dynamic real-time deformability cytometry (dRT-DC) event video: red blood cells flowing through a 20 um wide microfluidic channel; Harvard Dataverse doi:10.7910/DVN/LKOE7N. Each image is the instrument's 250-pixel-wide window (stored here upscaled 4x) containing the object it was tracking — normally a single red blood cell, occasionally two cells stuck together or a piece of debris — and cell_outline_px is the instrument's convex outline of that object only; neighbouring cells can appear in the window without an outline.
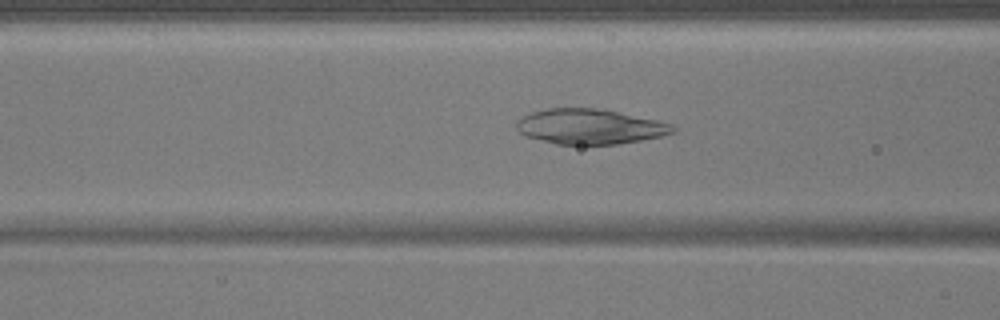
{"species": "common noctule bat (a hibernating species)", "species_latin": "Nyctalus noctula", "temperature_condition": "warm", "stored_images_in_passage": 35, "camera_frame_rate_fps": 3000, "um_per_image_px": 0.085, "animal": {"sex": "male", "body_mass_g": 17.9}, "frame": {"image": 1, "passage_image": 20, "time_ms": 6.333, "image_size_px": [1000, 320], "cell_outline_px": [[676, 132], [660, 136], [640, 140], [616, 144], [556, 144], [524, 136], [516, 128], [516, 120], [532, 112], [548, 108], [596, 108], [656, 120], [672, 124], [676, 128]], "centroid_in_image_um": [50.1, 10.76], "position_along_channel_um": 116.5, "area_um2": 31.73}}
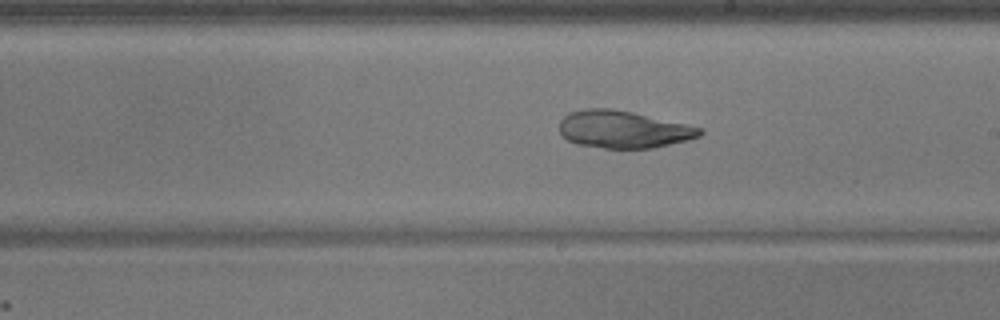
{"frame": {"image": 2, "passage_image": 29, "time_ms": 9.333, "image_size_px": [1000, 320], "cell_outline_px": [[704, 132], [700, 136], [688, 140], [652, 148], [604, 148], [576, 144], [568, 140], [560, 132], [560, 120], [568, 112], [584, 108], [612, 108], [632, 112], [704, 128]], "centroid_in_image_um": [52.98, 10.99], "position_along_channel_um": 236.0, "area_um2": 30.63}}
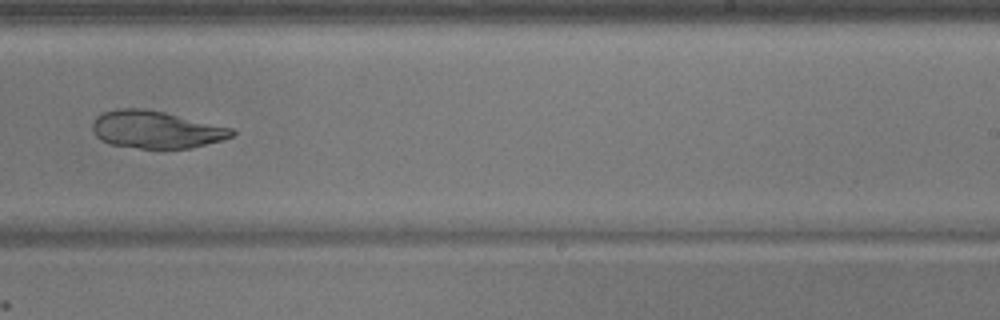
{"frame": {"image": 3, "passage_image": 32, "time_ms": 10.333, "image_size_px": [1000, 320], "cell_outline_px": [[236, 132], [232, 136], [224, 140], [188, 148], [140, 148], [112, 144], [100, 140], [92, 132], [92, 120], [96, 116], [104, 112], [116, 108], [140, 108], [164, 112], [232, 128]], "centroid_in_image_um": [13.23, 11.01], "position_along_channel_um": 275.8, "area_um2": 30.29}}